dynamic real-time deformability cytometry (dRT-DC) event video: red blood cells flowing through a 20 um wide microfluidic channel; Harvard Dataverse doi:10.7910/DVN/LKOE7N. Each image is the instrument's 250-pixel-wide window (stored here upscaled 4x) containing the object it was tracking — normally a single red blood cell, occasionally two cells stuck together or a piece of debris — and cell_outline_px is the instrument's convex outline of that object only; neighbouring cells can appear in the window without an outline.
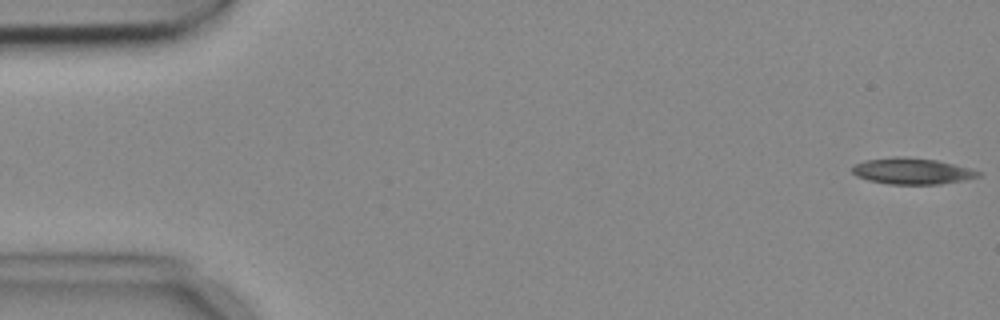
{"species": "common noctule bat (a hibernating species)", "species_latin": "Nyctalus noctula", "temperature_condition": "cold", "stored_images_in_passage": 4, "camera_frame_rate_fps": 3000, "um_per_image_px": 0.085, "animal": {"sex": "female", "body_mass_g": 18.4}, "frame": {"image": 1, "passage_image": 1, "time_ms": 0.0, "image_size_px": [1000, 320], "cell_outline_px": [[980, 176], [964, 180], [940, 184], [888, 184], [868, 180], [856, 176], [852, 172], [852, 164], [864, 160], [892, 156], [900, 156], [936, 160], [972, 168], [980, 172]], "centroid_in_image_um": [77.49, 14.53], "position_along_channel_um": 7.5, "area_um2": 19.42}}